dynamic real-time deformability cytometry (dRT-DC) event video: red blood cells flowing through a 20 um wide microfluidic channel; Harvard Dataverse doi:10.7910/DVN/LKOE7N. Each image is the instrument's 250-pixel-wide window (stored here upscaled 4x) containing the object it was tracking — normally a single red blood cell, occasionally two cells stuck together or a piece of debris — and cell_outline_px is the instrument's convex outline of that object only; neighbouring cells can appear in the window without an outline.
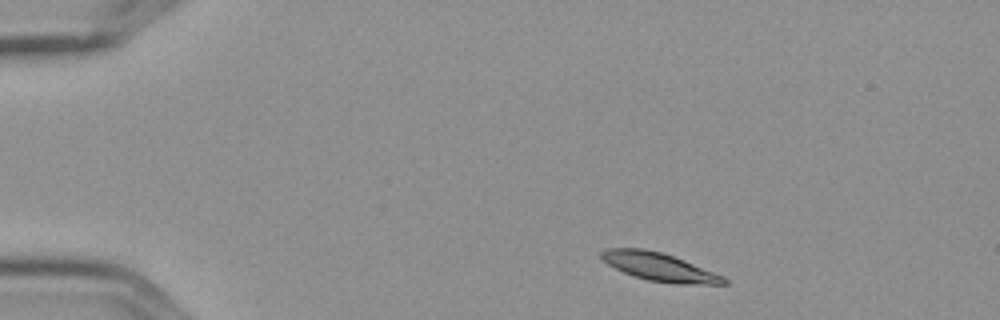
{"species": "Egyptian fruit bat (a non-hibernating species)", "species_latin": "Rousettus aegyptiacus", "temperature_condition": "cold", "stored_images_in_passage": 4, "segment_of_instrument_passage": [1, 2], "camera_frame_rate_fps": 3000, "um_per_image_px": 0.085, "frame": {"image": 1, "passage_image": 1, "time_ms": 0.0, "image_size_px": [1000, 320], "cell_outline_px": [[728, 284], [676, 284], [648, 280], [632, 276], [608, 264], [600, 256], [600, 252], [604, 248], [644, 248], [664, 252], [724, 276], [728, 280]], "centroid_in_image_um": [56.05, 22.68], "position_along_channel_um": 29.0, "area_um2": 20.23}}